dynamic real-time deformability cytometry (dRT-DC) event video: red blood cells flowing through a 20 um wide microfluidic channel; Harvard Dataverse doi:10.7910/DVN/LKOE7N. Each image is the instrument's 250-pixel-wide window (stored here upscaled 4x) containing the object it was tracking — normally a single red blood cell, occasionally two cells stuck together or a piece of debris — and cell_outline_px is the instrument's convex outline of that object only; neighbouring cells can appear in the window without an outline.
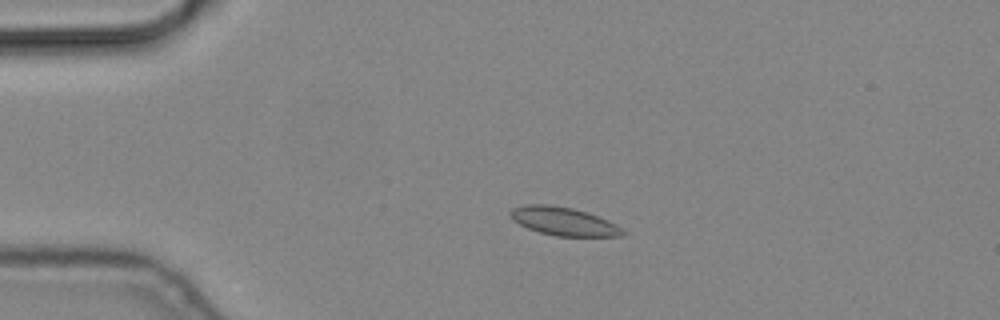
{"species": "common noctule bat (a hibernating species)", "species_latin": "Nyctalus noctula", "temperature_condition": "cold", "stored_images_in_passage": 4, "camera_frame_rate_fps": 3000, "um_per_image_px": 0.085, "animal": {"sex": "male", "body_mass_g": 19.2, "forearm_length_mm": 51.8}, "frame": {"image": 1, "passage_image": 3, "time_ms": 0.667, "image_size_px": [1000, 320], "cell_outline_px": [[624, 232], [620, 236], [556, 236], [540, 232], [528, 228], [512, 220], [508, 212], [512, 208], [524, 204], [548, 204], [572, 208], [588, 212], [608, 220], [616, 224]], "centroid_in_image_um": [47.85, 18.79], "position_along_channel_um": 37.1, "area_um2": 18.5}}